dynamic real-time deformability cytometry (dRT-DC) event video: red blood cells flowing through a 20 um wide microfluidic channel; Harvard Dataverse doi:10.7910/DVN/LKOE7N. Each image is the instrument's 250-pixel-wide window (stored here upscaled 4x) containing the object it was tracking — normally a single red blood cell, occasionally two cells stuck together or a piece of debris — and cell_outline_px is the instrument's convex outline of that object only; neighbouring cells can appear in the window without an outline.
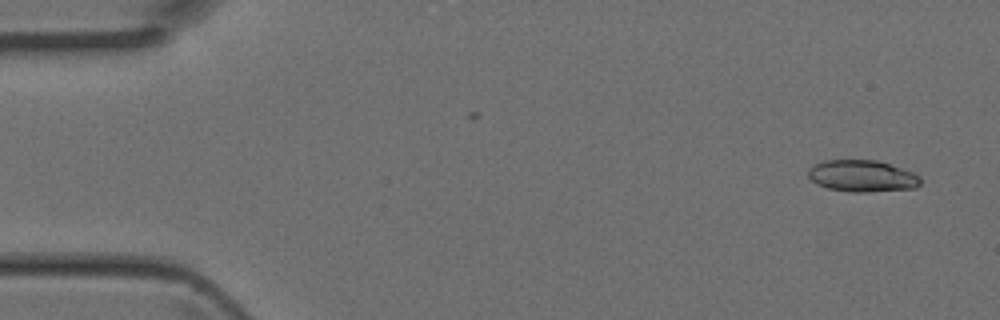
{"species": "Egyptian fruit bat (a non-hibernating species)", "species_latin": "Rousettus aegyptiacus", "temperature_condition": "room temperature", "stored_images_in_passage": 4, "camera_frame_rate_fps": 3000, "um_per_image_px": 0.085, "animal": {"sex": "female"}, "frame": {"image": 1, "passage_image": 1, "time_ms": 0.0, "image_size_px": [1000, 320], "cell_outline_px": [[920, 184], [916, 188], [868, 192], [848, 192], [828, 188], [816, 184], [808, 176], [808, 172], [816, 164], [824, 160], [876, 160], [912, 172], [920, 176]], "centroid_in_image_um": [73.29, 14.97], "position_along_channel_um": 11.7, "area_um2": 20.58}}
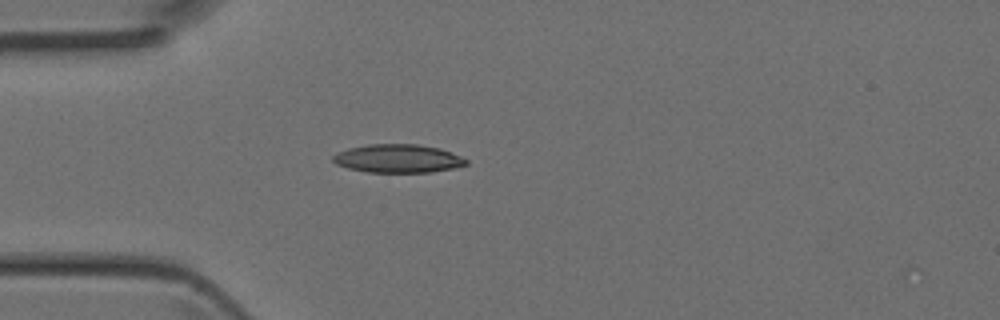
{"frame": {"image": 2, "passage_image": 4, "time_ms": 1.0, "image_size_px": [1000, 320], "cell_outline_px": [[468, 164], [452, 168], [432, 172], [368, 172], [348, 168], [336, 164], [332, 160], [332, 156], [336, 152], [348, 148], [368, 144], [416, 144], [440, 148], [460, 156], [468, 160]], "centroid_in_image_um": [33.8, 13.47], "position_along_channel_um": 51.2, "area_um2": 22.02}}